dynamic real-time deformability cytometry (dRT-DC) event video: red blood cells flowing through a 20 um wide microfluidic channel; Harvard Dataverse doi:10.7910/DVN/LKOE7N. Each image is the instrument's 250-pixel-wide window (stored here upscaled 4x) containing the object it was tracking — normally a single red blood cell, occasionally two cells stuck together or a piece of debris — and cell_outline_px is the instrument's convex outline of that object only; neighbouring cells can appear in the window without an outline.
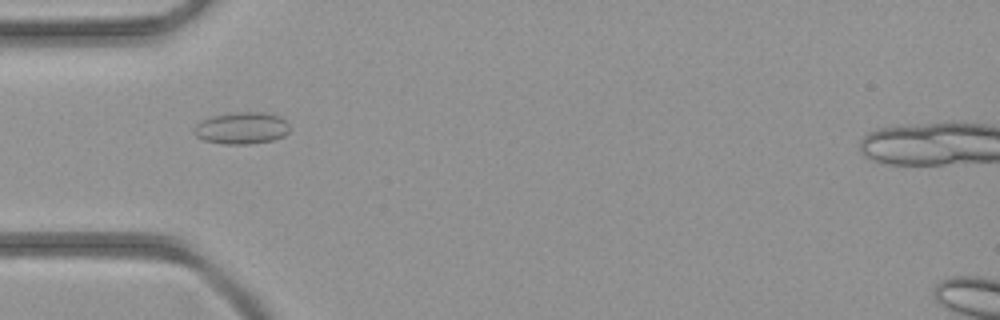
{"species": "common noctule bat (a hibernating species)", "species_latin": "Nyctalus noctula", "temperature_condition": "room temperature", "stored_images_in_passage": 32, "camera_frame_rate_fps": 3000, "um_per_image_px": 0.085, "animal": {"sex": "female", "body_mass_g": 21.9}, "frame": {"image": 1, "passage_image": 2, "time_ms": 0.333, "image_size_px": [1000, 320], "cell_outline_px": [[288, 132], [284, 136], [272, 140], [248, 144], [224, 144], [204, 140], [196, 136], [196, 124], [212, 116], [236, 112], [260, 112], [280, 116], [288, 124]], "centroid_in_image_um": [20.57, 10.89], "position_along_channel_um": 64.4, "area_um2": 17.46}}
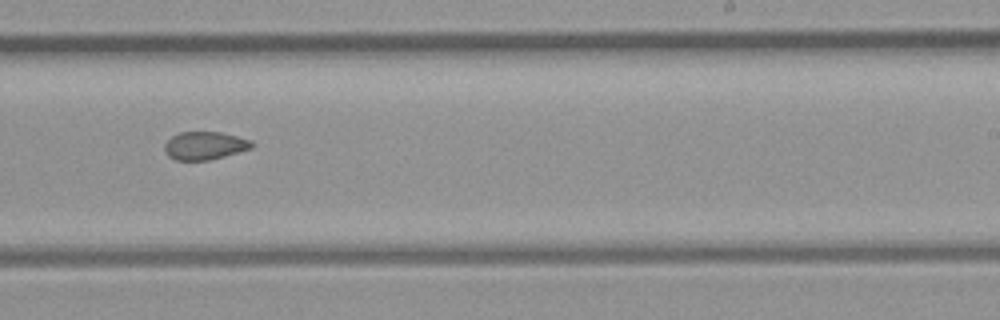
{"frame": {"image": 2, "passage_image": 15, "time_ms": 4.667, "image_size_px": [1000, 320], "cell_outline_px": [[256, 144], [252, 148], [224, 156], [208, 160], [176, 160], [168, 156], [164, 148], [164, 144], [172, 136], [180, 132], [220, 132], [252, 140]], "centroid_in_image_um": [17.42, 12.37], "position_along_channel_um": 271.6, "area_um2": 14.22}}
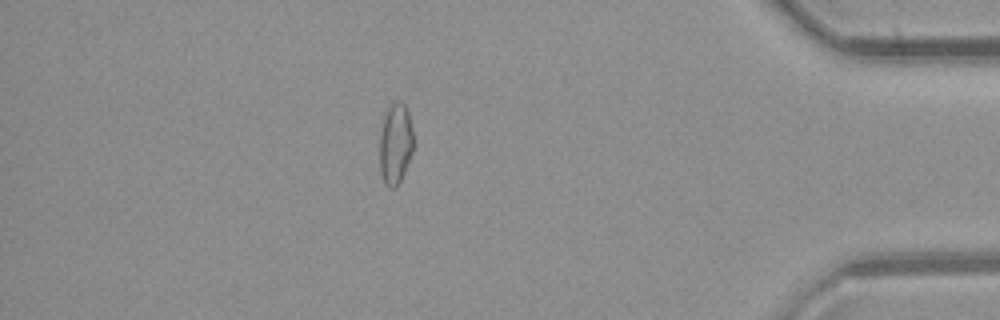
{"frame": {"image": 3, "passage_image": 26, "time_ms": 8.333, "image_size_px": [1000, 320], "cell_outline_px": [[412, 152], [404, 172], [396, 188], [388, 188], [384, 184], [380, 172], [380, 132], [384, 116], [388, 108], [396, 100], [400, 100], [404, 104], [408, 112], [412, 128]], "centroid_in_image_um": [33.59, 12.23], "position_along_channel_um": 401.6, "area_um2": 15.9}}